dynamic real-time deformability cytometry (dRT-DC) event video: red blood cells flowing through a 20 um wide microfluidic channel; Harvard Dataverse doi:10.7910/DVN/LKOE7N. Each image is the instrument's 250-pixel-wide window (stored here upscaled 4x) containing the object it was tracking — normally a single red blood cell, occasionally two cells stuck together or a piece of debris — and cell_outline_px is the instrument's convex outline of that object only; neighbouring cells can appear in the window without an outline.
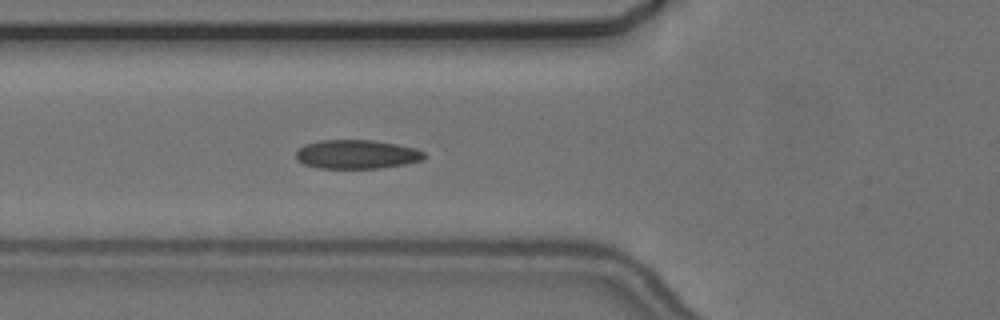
{"species": "common noctule bat (a hibernating species)", "species_latin": "Nyctalus noctula", "temperature_condition": "cold", "stored_images_in_passage": 13, "camera_frame_rate_fps": 3000, "um_per_image_px": 0.085, "animal": {"sex": "female", "body_mass_g": 24.6, "forearm_length_mm": 56.2}, "frame": {"image": 1, "passage_image": 3, "time_ms": 0.667, "image_size_px": [1000, 320], "cell_outline_px": [[428, 156], [420, 160], [404, 164], [380, 168], [316, 168], [304, 164], [296, 156], [296, 152], [304, 144], [320, 140], [372, 140], [396, 144], [416, 148], [424, 152]], "centroid_in_image_um": [30.33, 13.11], "position_along_channel_um": 95.5, "area_um2": 21.56}}
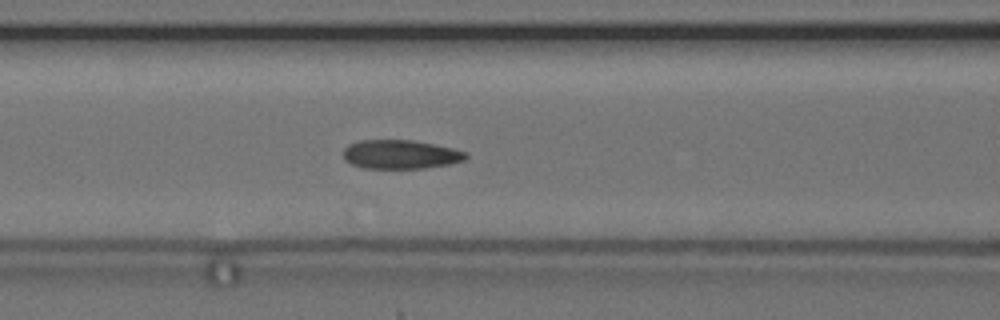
{"frame": {"image": 2, "passage_image": 6, "time_ms": 1.667, "image_size_px": [1000, 320], "cell_outline_px": [[468, 156], [464, 160], [448, 164], [424, 168], [364, 168], [352, 164], [344, 160], [344, 148], [348, 144], [360, 140], [412, 140], [452, 148], [468, 152]], "centroid_in_image_um": [34.03, 13.12], "position_along_channel_um": 132.6, "area_um2": 20.58}}